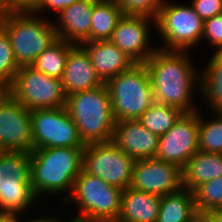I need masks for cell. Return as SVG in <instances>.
Listing matches in <instances>:
<instances>
[{
    "label": "cell",
    "instance_id": "25",
    "mask_svg": "<svg viewBox=\"0 0 222 222\" xmlns=\"http://www.w3.org/2000/svg\"><path fill=\"white\" fill-rule=\"evenodd\" d=\"M74 45L58 38L35 59L31 66L47 76L61 80L69 50Z\"/></svg>",
    "mask_w": 222,
    "mask_h": 222
},
{
    "label": "cell",
    "instance_id": "41",
    "mask_svg": "<svg viewBox=\"0 0 222 222\" xmlns=\"http://www.w3.org/2000/svg\"><path fill=\"white\" fill-rule=\"evenodd\" d=\"M56 222H61V219L60 220L58 219ZM69 222H87V221L74 217Z\"/></svg>",
    "mask_w": 222,
    "mask_h": 222
},
{
    "label": "cell",
    "instance_id": "24",
    "mask_svg": "<svg viewBox=\"0 0 222 222\" xmlns=\"http://www.w3.org/2000/svg\"><path fill=\"white\" fill-rule=\"evenodd\" d=\"M123 15V9L114 0H98L92 11L90 42L109 40Z\"/></svg>",
    "mask_w": 222,
    "mask_h": 222
},
{
    "label": "cell",
    "instance_id": "35",
    "mask_svg": "<svg viewBox=\"0 0 222 222\" xmlns=\"http://www.w3.org/2000/svg\"><path fill=\"white\" fill-rule=\"evenodd\" d=\"M76 1L77 0H39V13L41 15V12L43 13L45 10L53 9L57 12V15H59L64 8L69 7Z\"/></svg>",
    "mask_w": 222,
    "mask_h": 222
},
{
    "label": "cell",
    "instance_id": "15",
    "mask_svg": "<svg viewBox=\"0 0 222 222\" xmlns=\"http://www.w3.org/2000/svg\"><path fill=\"white\" fill-rule=\"evenodd\" d=\"M112 142L135 160L155 158L159 136L146 129L138 120L116 121Z\"/></svg>",
    "mask_w": 222,
    "mask_h": 222
},
{
    "label": "cell",
    "instance_id": "39",
    "mask_svg": "<svg viewBox=\"0 0 222 222\" xmlns=\"http://www.w3.org/2000/svg\"><path fill=\"white\" fill-rule=\"evenodd\" d=\"M189 222H209V220L203 213L197 212Z\"/></svg>",
    "mask_w": 222,
    "mask_h": 222
},
{
    "label": "cell",
    "instance_id": "5",
    "mask_svg": "<svg viewBox=\"0 0 222 222\" xmlns=\"http://www.w3.org/2000/svg\"><path fill=\"white\" fill-rule=\"evenodd\" d=\"M116 121L138 120L154 102L153 88L145 64H135L105 83Z\"/></svg>",
    "mask_w": 222,
    "mask_h": 222
},
{
    "label": "cell",
    "instance_id": "7",
    "mask_svg": "<svg viewBox=\"0 0 222 222\" xmlns=\"http://www.w3.org/2000/svg\"><path fill=\"white\" fill-rule=\"evenodd\" d=\"M165 0L155 17V27L165 44L158 49L187 51L199 44L204 21L191 5L173 4Z\"/></svg>",
    "mask_w": 222,
    "mask_h": 222
},
{
    "label": "cell",
    "instance_id": "19",
    "mask_svg": "<svg viewBox=\"0 0 222 222\" xmlns=\"http://www.w3.org/2000/svg\"><path fill=\"white\" fill-rule=\"evenodd\" d=\"M161 197L128 187L121 196L116 222H157Z\"/></svg>",
    "mask_w": 222,
    "mask_h": 222
},
{
    "label": "cell",
    "instance_id": "10",
    "mask_svg": "<svg viewBox=\"0 0 222 222\" xmlns=\"http://www.w3.org/2000/svg\"><path fill=\"white\" fill-rule=\"evenodd\" d=\"M32 150L53 147L85 148L66 107L31 111Z\"/></svg>",
    "mask_w": 222,
    "mask_h": 222
},
{
    "label": "cell",
    "instance_id": "16",
    "mask_svg": "<svg viewBox=\"0 0 222 222\" xmlns=\"http://www.w3.org/2000/svg\"><path fill=\"white\" fill-rule=\"evenodd\" d=\"M97 1L77 0L64 8L57 15V23H54L58 38L75 45L90 42L92 11Z\"/></svg>",
    "mask_w": 222,
    "mask_h": 222
},
{
    "label": "cell",
    "instance_id": "9",
    "mask_svg": "<svg viewBox=\"0 0 222 222\" xmlns=\"http://www.w3.org/2000/svg\"><path fill=\"white\" fill-rule=\"evenodd\" d=\"M135 159L112 141L86 144L82 169L122 190L130 187Z\"/></svg>",
    "mask_w": 222,
    "mask_h": 222
},
{
    "label": "cell",
    "instance_id": "1",
    "mask_svg": "<svg viewBox=\"0 0 222 222\" xmlns=\"http://www.w3.org/2000/svg\"><path fill=\"white\" fill-rule=\"evenodd\" d=\"M145 61L154 102L179 108L184 113L199 110L192 97L200 88V73L187 51L158 49Z\"/></svg>",
    "mask_w": 222,
    "mask_h": 222
},
{
    "label": "cell",
    "instance_id": "17",
    "mask_svg": "<svg viewBox=\"0 0 222 222\" xmlns=\"http://www.w3.org/2000/svg\"><path fill=\"white\" fill-rule=\"evenodd\" d=\"M61 82L66 96L104 84L81 45H74L69 50Z\"/></svg>",
    "mask_w": 222,
    "mask_h": 222
},
{
    "label": "cell",
    "instance_id": "36",
    "mask_svg": "<svg viewBox=\"0 0 222 222\" xmlns=\"http://www.w3.org/2000/svg\"><path fill=\"white\" fill-rule=\"evenodd\" d=\"M20 214L10 212H0V222H19Z\"/></svg>",
    "mask_w": 222,
    "mask_h": 222
},
{
    "label": "cell",
    "instance_id": "4",
    "mask_svg": "<svg viewBox=\"0 0 222 222\" xmlns=\"http://www.w3.org/2000/svg\"><path fill=\"white\" fill-rule=\"evenodd\" d=\"M46 19L35 13H6L0 19L19 66L31 65L58 39L54 22Z\"/></svg>",
    "mask_w": 222,
    "mask_h": 222
},
{
    "label": "cell",
    "instance_id": "18",
    "mask_svg": "<svg viewBox=\"0 0 222 222\" xmlns=\"http://www.w3.org/2000/svg\"><path fill=\"white\" fill-rule=\"evenodd\" d=\"M80 45L87 51L96 73L104 83L136 64L110 40L83 42Z\"/></svg>",
    "mask_w": 222,
    "mask_h": 222
},
{
    "label": "cell",
    "instance_id": "34",
    "mask_svg": "<svg viewBox=\"0 0 222 222\" xmlns=\"http://www.w3.org/2000/svg\"><path fill=\"white\" fill-rule=\"evenodd\" d=\"M6 13L39 14V0H3Z\"/></svg>",
    "mask_w": 222,
    "mask_h": 222
},
{
    "label": "cell",
    "instance_id": "11",
    "mask_svg": "<svg viewBox=\"0 0 222 222\" xmlns=\"http://www.w3.org/2000/svg\"><path fill=\"white\" fill-rule=\"evenodd\" d=\"M0 151H32L31 111L6 91L0 95Z\"/></svg>",
    "mask_w": 222,
    "mask_h": 222
},
{
    "label": "cell",
    "instance_id": "23",
    "mask_svg": "<svg viewBox=\"0 0 222 222\" xmlns=\"http://www.w3.org/2000/svg\"><path fill=\"white\" fill-rule=\"evenodd\" d=\"M209 60L200 71V95L213 112L222 111V52L214 51Z\"/></svg>",
    "mask_w": 222,
    "mask_h": 222
},
{
    "label": "cell",
    "instance_id": "2",
    "mask_svg": "<svg viewBox=\"0 0 222 222\" xmlns=\"http://www.w3.org/2000/svg\"><path fill=\"white\" fill-rule=\"evenodd\" d=\"M83 150L84 148L53 147L30 152V182L38 198L44 194L60 195L68 190L70 194L65 196L63 202L70 197L75 179L82 170Z\"/></svg>",
    "mask_w": 222,
    "mask_h": 222
},
{
    "label": "cell",
    "instance_id": "20",
    "mask_svg": "<svg viewBox=\"0 0 222 222\" xmlns=\"http://www.w3.org/2000/svg\"><path fill=\"white\" fill-rule=\"evenodd\" d=\"M221 176L222 154L197 151L182 168V185L193 192L199 185Z\"/></svg>",
    "mask_w": 222,
    "mask_h": 222
},
{
    "label": "cell",
    "instance_id": "40",
    "mask_svg": "<svg viewBox=\"0 0 222 222\" xmlns=\"http://www.w3.org/2000/svg\"><path fill=\"white\" fill-rule=\"evenodd\" d=\"M6 14L3 0H0V19Z\"/></svg>",
    "mask_w": 222,
    "mask_h": 222
},
{
    "label": "cell",
    "instance_id": "27",
    "mask_svg": "<svg viewBox=\"0 0 222 222\" xmlns=\"http://www.w3.org/2000/svg\"><path fill=\"white\" fill-rule=\"evenodd\" d=\"M213 113L215 117L208 121L199 111L198 147L202 152L222 154V111Z\"/></svg>",
    "mask_w": 222,
    "mask_h": 222
},
{
    "label": "cell",
    "instance_id": "6",
    "mask_svg": "<svg viewBox=\"0 0 222 222\" xmlns=\"http://www.w3.org/2000/svg\"><path fill=\"white\" fill-rule=\"evenodd\" d=\"M122 192V189L82 169L75 179L70 197L64 203L76 202L80 214L75 218L87 222H116L121 211Z\"/></svg>",
    "mask_w": 222,
    "mask_h": 222
},
{
    "label": "cell",
    "instance_id": "22",
    "mask_svg": "<svg viewBox=\"0 0 222 222\" xmlns=\"http://www.w3.org/2000/svg\"><path fill=\"white\" fill-rule=\"evenodd\" d=\"M196 214L193 192L182 188L161 197L157 222H189Z\"/></svg>",
    "mask_w": 222,
    "mask_h": 222
},
{
    "label": "cell",
    "instance_id": "32",
    "mask_svg": "<svg viewBox=\"0 0 222 222\" xmlns=\"http://www.w3.org/2000/svg\"><path fill=\"white\" fill-rule=\"evenodd\" d=\"M202 39H207L215 52H222V13L204 21Z\"/></svg>",
    "mask_w": 222,
    "mask_h": 222
},
{
    "label": "cell",
    "instance_id": "8",
    "mask_svg": "<svg viewBox=\"0 0 222 222\" xmlns=\"http://www.w3.org/2000/svg\"><path fill=\"white\" fill-rule=\"evenodd\" d=\"M6 92L30 111L66 105L67 96L61 80L47 76L31 65L20 66Z\"/></svg>",
    "mask_w": 222,
    "mask_h": 222
},
{
    "label": "cell",
    "instance_id": "42",
    "mask_svg": "<svg viewBox=\"0 0 222 222\" xmlns=\"http://www.w3.org/2000/svg\"><path fill=\"white\" fill-rule=\"evenodd\" d=\"M3 179H4V176H3L2 172L0 171V184Z\"/></svg>",
    "mask_w": 222,
    "mask_h": 222
},
{
    "label": "cell",
    "instance_id": "12",
    "mask_svg": "<svg viewBox=\"0 0 222 222\" xmlns=\"http://www.w3.org/2000/svg\"><path fill=\"white\" fill-rule=\"evenodd\" d=\"M198 139L199 110L183 113L174 126L159 137L155 158L176 164L182 169L191 156L199 151Z\"/></svg>",
    "mask_w": 222,
    "mask_h": 222
},
{
    "label": "cell",
    "instance_id": "26",
    "mask_svg": "<svg viewBox=\"0 0 222 222\" xmlns=\"http://www.w3.org/2000/svg\"><path fill=\"white\" fill-rule=\"evenodd\" d=\"M183 113L177 107L154 103L138 118V121L160 137L174 126Z\"/></svg>",
    "mask_w": 222,
    "mask_h": 222
},
{
    "label": "cell",
    "instance_id": "13",
    "mask_svg": "<svg viewBox=\"0 0 222 222\" xmlns=\"http://www.w3.org/2000/svg\"><path fill=\"white\" fill-rule=\"evenodd\" d=\"M130 187L159 197L183 188L182 169L156 158L136 160Z\"/></svg>",
    "mask_w": 222,
    "mask_h": 222
},
{
    "label": "cell",
    "instance_id": "38",
    "mask_svg": "<svg viewBox=\"0 0 222 222\" xmlns=\"http://www.w3.org/2000/svg\"><path fill=\"white\" fill-rule=\"evenodd\" d=\"M50 216H43V218H36V219H32V220H28V221H24V222H56L59 218L56 217H50ZM19 222H23V221H19Z\"/></svg>",
    "mask_w": 222,
    "mask_h": 222
},
{
    "label": "cell",
    "instance_id": "33",
    "mask_svg": "<svg viewBox=\"0 0 222 222\" xmlns=\"http://www.w3.org/2000/svg\"><path fill=\"white\" fill-rule=\"evenodd\" d=\"M190 4L203 21L222 13V0H191Z\"/></svg>",
    "mask_w": 222,
    "mask_h": 222
},
{
    "label": "cell",
    "instance_id": "21",
    "mask_svg": "<svg viewBox=\"0 0 222 222\" xmlns=\"http://www.w3.org/2000/svg\"><path fill=\"white\" fill-rule=\"evenodd\" d=\"M37 199L30 179L4 177L1 181L0 212L20 214L32 208Z\"/></svg>",
    "mask_w": 222,
    "mask_h": 222
},
{
    "label": "cell",
    "instance_id": "30",
    "mask_svg": "<svg viewBox=\"0 0 222 222\" xmlns=\"http://www.w3.org/2000/svg\"><path fill=\"white\" fill-rule=\"evenodd\" d=\"M19 68L8 34L0 26V89L6 91L11 86Z\"/></svg>",
    "mask_w": 222,
    "mask_h": 222
},
{
    "label": "cell",
    "instance_id": "14",
    "mask_svg": "<svg viewBox=\"0 0 222 222\" xmlns=\"http://www.w3.org/2000/svg\"><path fill=\"white\" fill-rule=\"evenodd\" d=\"M150 23L155 28V18L151 16L124 14L109 40L136 64H144L157 50L149 45Z\"/></svg>",
    "mask_w": 222,
    "mask_h": 222
},
{
    "label": "cell",
    "instance_id": "28",
    "mask_svg": "<svg viewBox=\"0 0 222 222\" xmlns=\"http://www.w3.org/2000/svg\"><path fill=\"white\" fill-rule=\"evenodd\" d=\"M193 194L197 212L220 210L222 207V176L199 185Z\"/></svg>",
    "mask_w": 222,
    "mask_h": 222
},
{
    "label": "cell",
    "instance_id": "29",
    "mask_svg": "<svg viewBox=\"0 0 222 222\" xmlns=\"http://www.w3.org/2000/svg\"><path fill=\"white\" fill-rule=\"evenodd\" d=\"M31 153L0 151V171L4 177L31 178Z\"/></svg>",
    "mask_w": 222,
    "mask_h": 222
},
{
    "label": "cell",
    "instance_id": "3",
    "mask_svg": "<svg viewBox=\"0 0 222 222\" xmlns=\"http://www.w3.org/2000/svg\"><path fill=\"white\" fill-rule=\"evenodd\" d=\"M65 107L85 145L112 141L116 120L105 84L68 95Z\"/></svg>",
    "mask_w": 222,
    "mask_h": 222
},
{
    "label": "cell",
    "instance_id": "37",
    "mask_svg": "<svg viewBox=\"0 0 222 222\" xmlns=\"http://www.w3.org/2000/svg\"><path fill=\"white\" fill-rule=\"evenodd\" d=\"M209 222H222V212L220 210H212L203 213Z\"/></svg>",
    "mask_w": 222,
    "mask_h": 222
},
{
    "label": "cell",
    "instance_id": "31",
    "mask_svg": "<svg viewBox=\"0 0 222 222\" xmlns=\"http://www.w3.org/2000/svg\"><path fill=\"white\" fill-rule=\"evenodd\" d=\"M124 14L147 15L156 17L165 0H114Z\"/></svg>",
    "mask_w": 222,
    "mask_h": 222
}]
</instances>
